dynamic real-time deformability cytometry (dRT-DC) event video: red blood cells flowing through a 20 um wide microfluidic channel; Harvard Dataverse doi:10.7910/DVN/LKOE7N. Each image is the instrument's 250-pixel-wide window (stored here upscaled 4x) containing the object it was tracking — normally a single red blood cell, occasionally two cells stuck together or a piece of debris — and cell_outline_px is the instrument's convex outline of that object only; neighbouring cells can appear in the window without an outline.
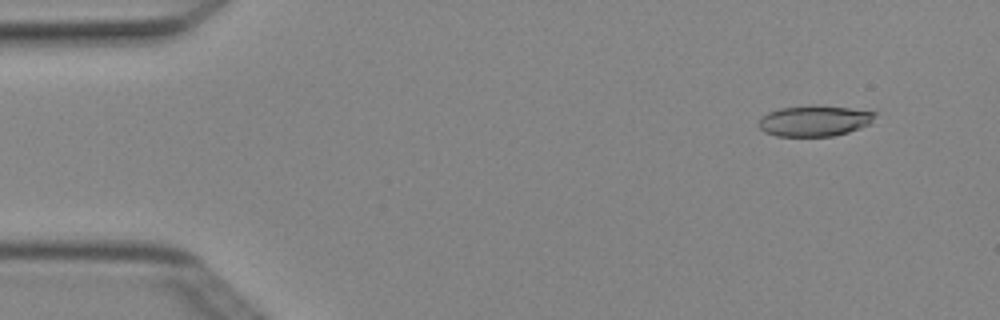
{"species": "Egyptian fruit bat (a non-hibernating species)", "species_latin": "Rousettus aegyptiacus", "temperature_condition": "cold", "stored_images_in_passage": 4, "camera_frame_rate_fps": 3000, "um_per_image_px": 0.085, "animal": {"sex": "female"}, "frame": {"image": 1, "passage_image": 2, "time_ms": 0.333, "image_size_px": [1000, 320], "cell_outline_px": [[880, 112], [872, 124], [848, 132], [832, 136], [776, 136], [764, 132], [756, 124], [768, 112], [780, 108], [848, 108]], "centroid_in_image_um": [69.29, 10.32], "position_along_channel_um": 15.7, "area_um2": 20.29}}
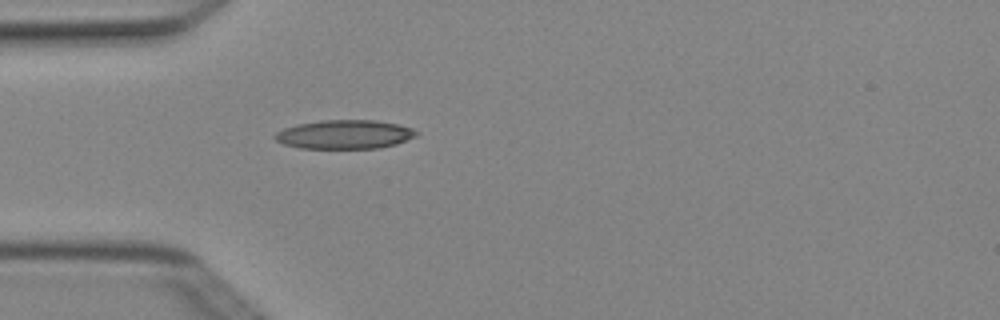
{"frame": {"image": 2, "passage_image": 4, "time_ms": 1.0, "image_size_px": [1000, 320], "cell_outline_px": [[420, 132], [416, 136], [396, 144], [380, 148], [300, 148], [284, 144], [276, 140], [272, 136], [276, 132], [284, 128], [296, 124], [320, 120], [376, 120], [396, 124], [412, 128]], "centroid_in_image_um": [29.28, 11.42], "position_along_channel_um": 55.7, "area_um2": 23.87}}